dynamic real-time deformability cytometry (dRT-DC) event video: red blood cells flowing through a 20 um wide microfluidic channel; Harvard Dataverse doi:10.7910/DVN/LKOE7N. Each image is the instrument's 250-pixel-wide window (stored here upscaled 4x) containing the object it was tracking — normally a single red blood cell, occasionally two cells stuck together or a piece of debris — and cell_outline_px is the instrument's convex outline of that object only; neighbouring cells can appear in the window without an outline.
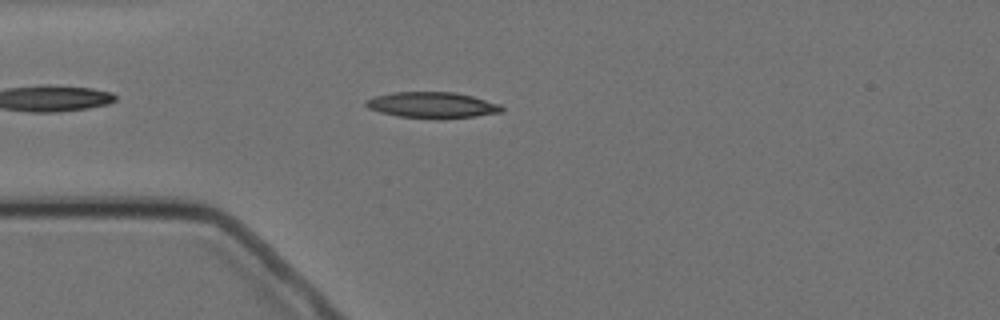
{"species": "Egyptian fruit bat (a non-hibernating species)", "species_latin": "Rousettus aegyptiacus", "temperature_condition": "cold", "stored_images_in_passage": 4, "camera_frame_rate_fps": 3000, "um_per_image_px": 0.085, "animal": {"sex": "female"}, "frame": {"image": 1, "passage_image": 4, "time_ms": 3.333, "image_size_px": [1000, 320], "cell_outline_px": [[504, 112], [476, 116], [400, 116], [380, 112], [368, 108], [364, 104], [364, 100], [372, 96], [392, 92], [456, 92], [472, 96], [500, 104], [504, 108]], "centroid_in_image_um": [36.7, 8.88], "position_along_channel_um": 48.3, "area_um2": 19.88}}